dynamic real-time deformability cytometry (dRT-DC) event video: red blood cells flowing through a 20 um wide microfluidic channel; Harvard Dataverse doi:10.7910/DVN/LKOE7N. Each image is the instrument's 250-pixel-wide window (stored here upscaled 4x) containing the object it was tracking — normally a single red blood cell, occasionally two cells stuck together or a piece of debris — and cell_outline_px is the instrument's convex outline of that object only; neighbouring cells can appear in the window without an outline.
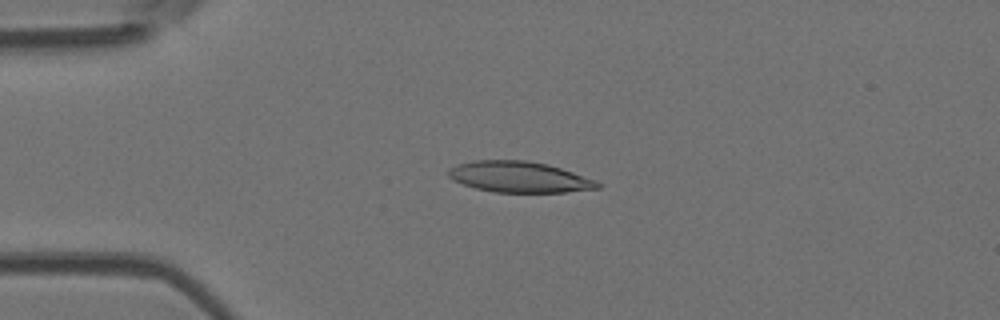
{"species": "Egyptian fruit bat (a non-hibernating species)", "species_latin": "Rousettus aegyptiacus", "temperature_condition": "room temperature", "stored_images_in_passage": 5, "camera_frame_rate_fps": 3000, "um_per_image_px": 0.085, "animal": {"sex": "female"}, "frame": {"image": 1, "passage_image": 4, "time_ms": 3.667, "image_size_px": [1000, 320], "cell_outline_px": [[600, 188], [564, 192], [496, 192], [476, 188], [452, 180], [448, 176], [448, 168], [456, 164], [472, 160], [524, 160], [548, 164], [596, 180], [600, 184]], "centroid_in_image_um": [44.1, 15.03], "position_along_channel_um": 40.9, "area_um2": 26.82}}